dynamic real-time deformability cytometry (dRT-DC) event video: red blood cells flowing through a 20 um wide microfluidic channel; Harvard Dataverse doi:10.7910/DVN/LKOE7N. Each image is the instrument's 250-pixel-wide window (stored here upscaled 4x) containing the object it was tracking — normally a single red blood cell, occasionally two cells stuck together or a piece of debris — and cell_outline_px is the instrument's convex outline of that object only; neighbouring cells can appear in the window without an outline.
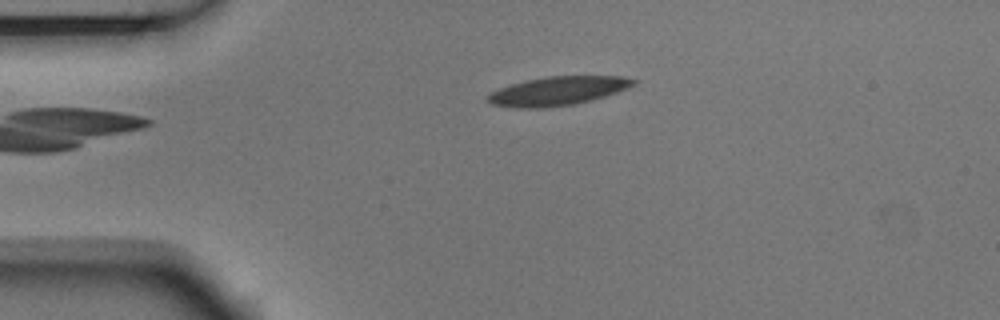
{"species": "Egyptian fruit bat (a non-hibernating species)", "species_latin": "Rousettus aegyptiacus", "temperature_condition": "room temperature", "stored_images_in_passage": 3, "camera_frame_rate_fps": 3000, "um_per_image_px": 0.085, "animal": {"sex": "male"}, "frame": {"image": 1, "passage_image": 3, "time_ms": 0.667, "image_size_px": [1000, 320], "cell_outline_px": [[640, 80], [636, 84], [628, 88], [604, 96], [572, 104], [540, 108], [520, 108], [492, 104], [484, 100], [484, 96], [500, 88], [524, 80], [548, 76], [624, 76]], "centroid_in_image_um": [47.4, 7.72], "position_along_channel_um": 37.6, "area_um2": 24.39}}